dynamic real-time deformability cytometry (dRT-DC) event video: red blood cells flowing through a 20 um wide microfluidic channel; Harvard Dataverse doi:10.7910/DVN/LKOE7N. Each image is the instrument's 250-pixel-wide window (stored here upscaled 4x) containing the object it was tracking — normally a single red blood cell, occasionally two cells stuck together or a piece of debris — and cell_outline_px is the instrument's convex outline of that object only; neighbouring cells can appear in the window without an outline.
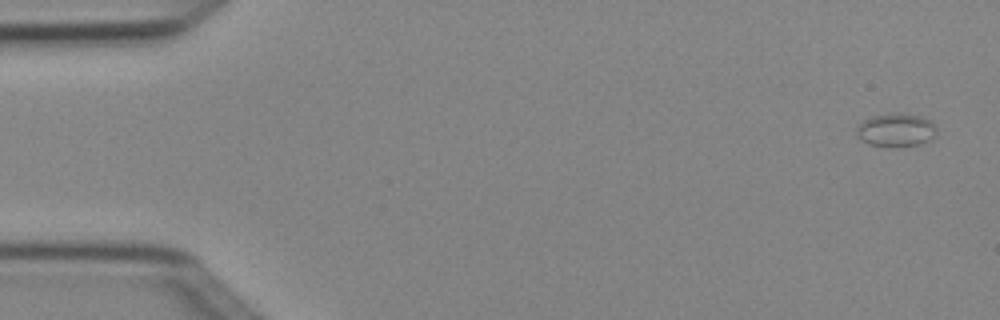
{"species": "Egyptian fruit bat (a non-hibernating species)", "species_latin": "Rousettus aegyptiacus", "temperature_condition": "cold", "stored_images_in_passage": 5, "camera_frame_rate_fps": 3000, "um_per_image_px": 0.085, "animal": {"sex": "female"}, "frame": {"image": 1, "passage_image": 1, "time_ms": 0.0, "image_size_px": [1000, 320], "cell_outline_px": [[936, 136], [920, 144], [868, 144], [856, 132], [856, 128], [864, 120], [872, 116], [888, 112], [900, 112], [920, 116], [932, 120], [936, 128]], "centroid_in_image_um": [76.2, 10.97], "position_along_channel_um": 8.8, "area_um2": 15.09}}
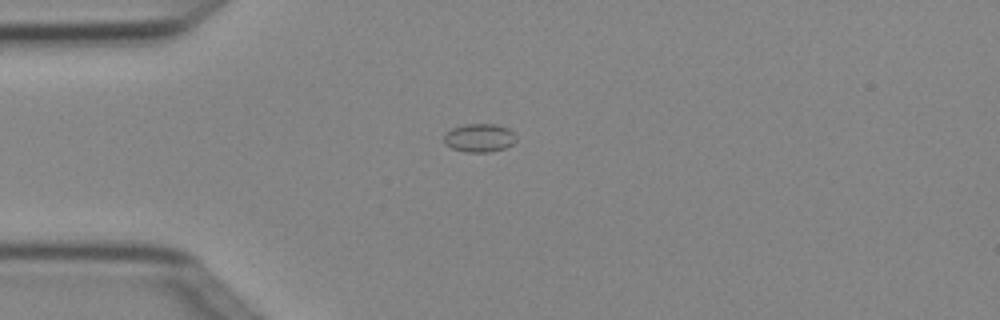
{"frame": {"image": 2, "passage_image": 4, "time_ms": 1.0, "image_size_px": [1000, 320], "cell_outline_px": [[516, 140], [512, 144], [504, 148], [488, 152], [464, 152], [452, 148], [444, 144], [444, 136], [452, 128], [464, 124], [496, 124], [508, 128], [516, 136]], "centroid_in_image_um": [40.74, 11.72], "position_along_channel_um": 44.3, "area_um2": 11.91}}
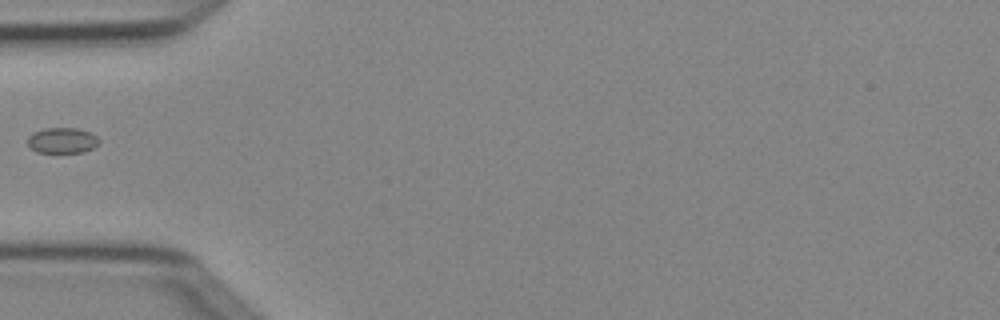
{"frame": {"image": 3, "passage_image": 5, "time_ms": 1.333, "image_size_px": [1000, 320], "cell_outline_px": [[100, 144], [84, 152], [36, 152], [28, 144], [28, 136], [32, 132], [44, 128], [76, 128], [88, 132], [96, 136], [100, 140]], "centroid_in_image_um": [5.29, 11.93], "position_along_channel_um": 79.7, "area_um2": 10.64}}